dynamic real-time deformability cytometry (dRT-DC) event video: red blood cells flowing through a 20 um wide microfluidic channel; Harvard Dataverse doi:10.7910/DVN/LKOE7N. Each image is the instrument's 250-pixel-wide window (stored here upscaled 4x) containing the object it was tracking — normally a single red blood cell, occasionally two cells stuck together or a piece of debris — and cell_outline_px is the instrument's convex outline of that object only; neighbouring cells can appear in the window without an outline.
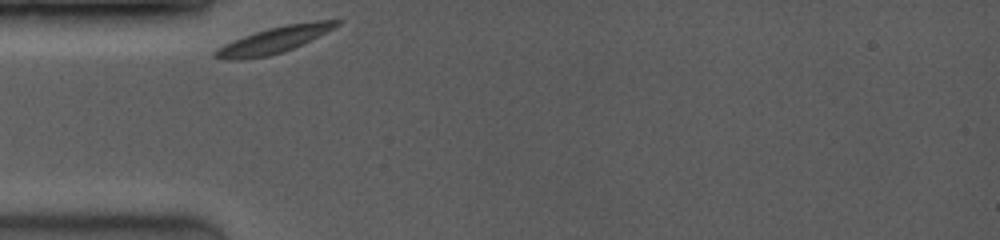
{"species": "common noctule bat (a hibernating species)", "species_latin": "Nyctalus noctula", "temperature_condition": "room temperature", "stored_images_in_passage": 16, "camera_frame_rate_fps": 3500, "um_per_image_px": 0.085, "animal": {"sex": "female", "body_mass_g": 19.0, "forearm_length_mm": 53.3}, "frame": {"image": 1, "passage_image": 1, "time_ms": 0.0, "image_size_px": [1000, 240], "cell_outline_px": [[344, 20], [340, 24], [284, 52], [268, 56], [240, 60], [224, 60], [212, 56], [212, 52], [216, 48], [224, 44], [244, 36], [268, 28], [284, 24], [316, 20]], "centroid_in_image_um": [23.21, 3.41], "position_along_channel_um": 61.8, "area_um2": 18.38}}
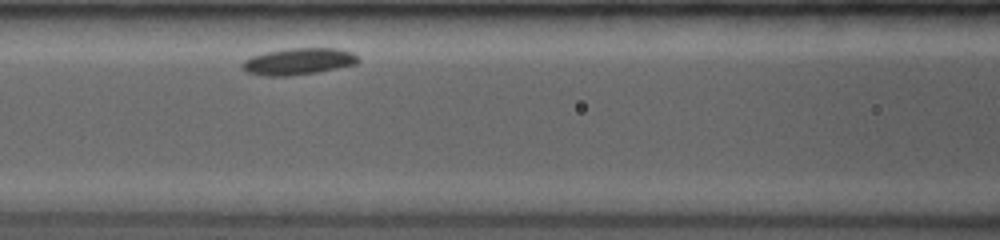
{"frame": {"image": 2, "passage_image": 10, "time_ms": 2.286, "image_size_px": [1000, 240], "cell_outline_px": [[360, 60], [356, 64], [316, 72], [288, 76], [264, 76], [248, 72], [240, 64], [244, 60], [252, 56], [268, 52], [288, 48], [340, 48], [352, 52]], "centroid_in_image_um": [25.38, 5.21], "position_along_channel_um": 141.2, "area_um2": 17.86}}
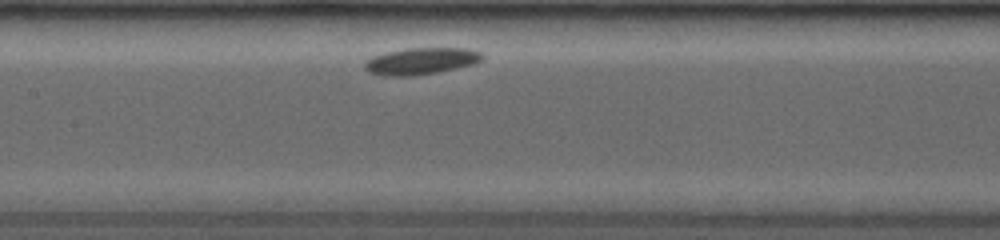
{"frame": {"image": 3, "passage_image": 12, "time_ms": 3.143, "image_size_px": [1000, 240], "cell_outline_px": [[484, 56], [476, 64], [436, 72], [412, 76], [380, 76], [368, 72], [364, 68], [364, 64], [372, 56], [404, 48], [468, 48], [480, 52]], "centroid_in_image_um": [35.77, 5.19], "position_along_channel_um": 171.6, "area_um2": 18.38}}